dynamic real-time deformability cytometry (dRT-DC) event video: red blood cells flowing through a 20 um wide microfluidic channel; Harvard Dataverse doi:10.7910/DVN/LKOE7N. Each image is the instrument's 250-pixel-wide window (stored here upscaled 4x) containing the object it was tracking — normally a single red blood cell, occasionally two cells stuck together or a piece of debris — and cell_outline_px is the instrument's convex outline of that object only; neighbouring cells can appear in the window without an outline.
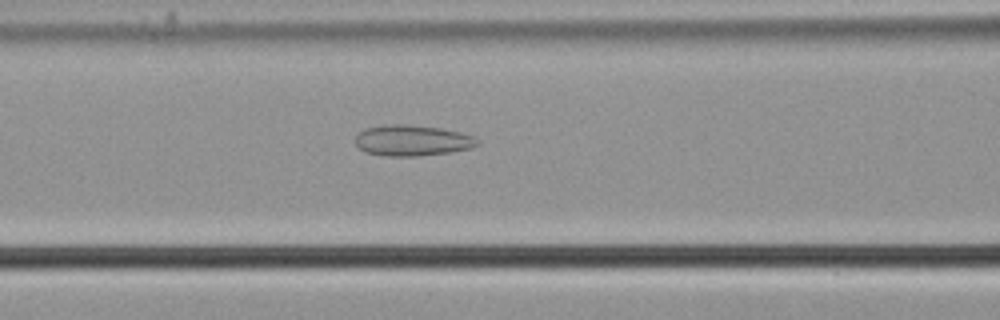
{"species": "common noctule bat (a hibernating species)", "species_latin": "Nyctalus noctula", "temperature_condition": "cold", "stored_images_in_passage": 46, "camera_frame_rate_fps": 3000, "um_per_image_px": 0.085, "animal": {"sex": "male", "body_mass_g": 21.5, "forearm_length_mm": 52.0}, "frame": {"image": 1, "passage_image": 14, "time_ms": 4.333, "image_size_px": [1000, 320], "cell_outline_px": [[480, 144], [472, 148], [452, 152], [416, 156], [384, 156], [368, 152], [360, 148], [356, 144], [356, 136], [364, 128], [384, 124], [404, 124], [440, 128], [460, 132], [472, 136], [480, 140]], "centroid_in_image_um": [35.07, 11.93], "position_along_channel_um": 131.5, "area_um2": 22.02}}
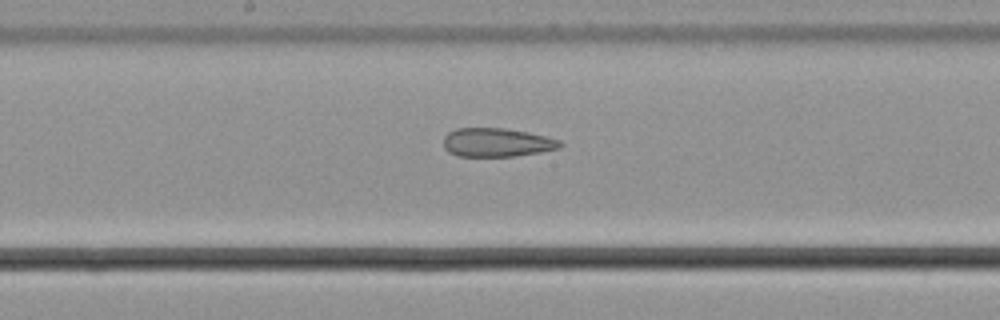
{"frame": {"image": 2, "passage_image": 20, "time_ms": 6.333, "image_size_px": [1000, 320], "cell_outline_px": [[564, 144], [560, 148], [540, 152], [516, 156], [456, 156], [448, 152], [444, 148], [444, 136], [448, 132], [456, 128], [504, 128], [528, 132], [560, 140]], "centroid_in_image_um": [42.22, 12.11], "position_along_channel_um": 206.0, "area_um2": 19.59}}
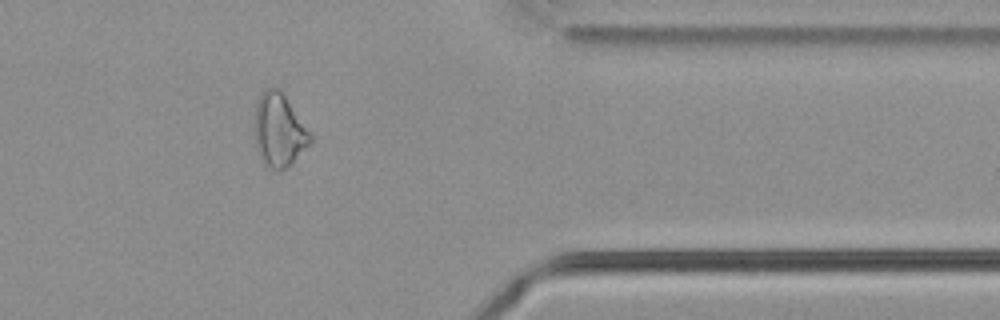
{"frame": {"image": 3, "passage_image": 36, "time_ms": 11.667, "image_size_px": [1000, 320], "cell_outline_px": [[312, 140], [288, 168], [280, 172], [276, 172], [264, 164], [260, 156], [256, 144], [256, 104], [264, 88], [272, 84], [276, 84], [284, 92], [312, 136]], "centroid_in_image_um": [23.73, 11.03], "position_along_channel_um": 387.7, "area_um2": 23.93}, "authors_computed_cell_mechanics": {"area_um2": 22.7154, "velocity_mm_per_s": 3.731, "shape_relaxation_time_tau1_ms": null, "shape_relaxation_time_tau2_ms": 4.9834, "deformation_change_tau1": null, "deformation_change_tau2": 0.1442}}